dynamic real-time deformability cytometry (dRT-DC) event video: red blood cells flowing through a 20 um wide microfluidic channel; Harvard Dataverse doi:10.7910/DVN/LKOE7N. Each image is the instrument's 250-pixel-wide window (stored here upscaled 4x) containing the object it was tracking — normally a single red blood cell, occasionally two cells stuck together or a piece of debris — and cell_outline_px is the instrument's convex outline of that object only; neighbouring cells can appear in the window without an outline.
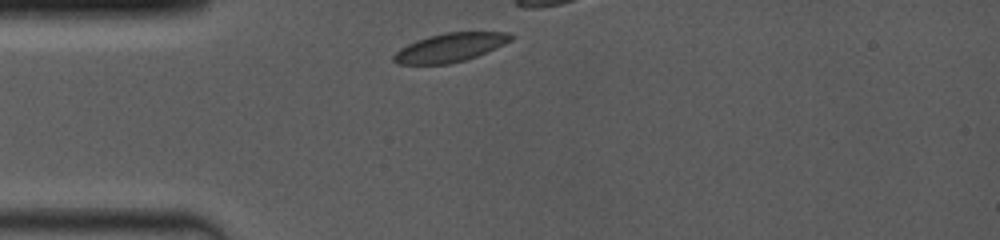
{"species": "common noctule bat (a hibernating species)", "species_latin": "Nyctalus noctula", "temperature_condition": "room temperature", "stored_images_in_passage": 2, "camera_frame_rate_fps": 4000, "um_per_image_px": 0.085, "animal": {"sex": "female", "body_mass_g": 19.0, "forearm_length_mm": 53.3}, "frame": {"image": 1, "passage_image": 1, "time_ms": 0.0, "image_size_px": [1000, 240], "cell_outline_px": [[516, 36], [512, 40], [504, 44], [476, 56], [464, 60], [448, 64], [396, 64], [392, 60], [392, 56], [400, 48], [416, 40], [428, 36], [444, 32], [508, 32]], "centroid_in_image_um": [38.24, 4.03], "position_along_channel_um": 46.8, "area_um2": 19.59}}